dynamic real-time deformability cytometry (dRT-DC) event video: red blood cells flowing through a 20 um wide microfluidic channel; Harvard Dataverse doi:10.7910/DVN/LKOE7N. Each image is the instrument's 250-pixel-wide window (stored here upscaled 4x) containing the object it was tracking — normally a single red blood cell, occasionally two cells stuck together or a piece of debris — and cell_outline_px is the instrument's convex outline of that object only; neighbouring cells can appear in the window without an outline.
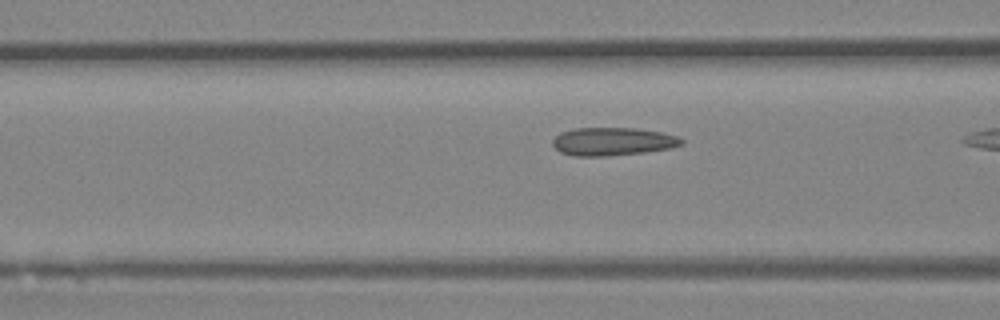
{"species": "Egyptian fruit bat (a non-hibernating species)", "species_latin": "Rousettus aegyptiacus", "temperature_condition": "room temperature", "stored_images_in_passage": 5, "camera_frame_rate_fps": 3000, "um_per_image_px": 0.085, "animal": {"sex": "female"}, "frame": {"image": 1, "passage_image": 4, "time_ms": 1.0, "image_size_px": [1000, 320], "cell_outline_px": [[684, 144], [672, 148], [644, 152], [608, 156], [576, 156], [560, 152], [552, 144], [552, 140], [560, 132], [576, 128], [636, 128], [660, 132], [676, 136], [684, 140]], "centroid_in_image_um": [52.08, 12.03], "position_along_channel_um": 114.5, "area_um2": 21.1}}